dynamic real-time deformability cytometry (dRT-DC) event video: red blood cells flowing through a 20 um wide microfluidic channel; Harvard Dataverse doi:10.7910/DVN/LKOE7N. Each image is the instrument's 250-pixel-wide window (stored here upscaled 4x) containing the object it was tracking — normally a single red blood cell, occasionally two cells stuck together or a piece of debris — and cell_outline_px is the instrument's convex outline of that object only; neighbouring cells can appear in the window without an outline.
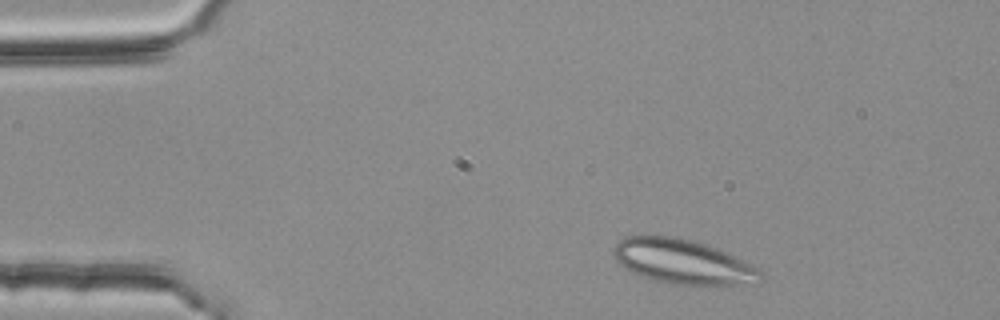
{"species": "common noctule bat (a hibernating species)", "species_latin": "Nyctalus noctula", "temperature_condition": "room temperature", "stored_images_in_passage": 2, "camera_frame_rate_fps": 3000, "um_per_image_px": 0.085, "animal": {"sex": "female", "body_mass_g": 25.1}, "frame": {"image": 1, "passage_image": 1, "time_ms": 0.0, "image_size_px": [1000, 320], "cell_outline_px": [[764, 280], [760, 284], [672, 284], [656, 280], [632, 272], [620, 264], [616, 260], [612, 252], [612, 248], [620, 240], [628, 236], [672, 236], [692, 240], [720, 248], [760, 268], [764, 276]], "centroid_in_image_um": [58.12, 22.24], "position_along_channel_um": 26.9, "area_um2": 38.32}}